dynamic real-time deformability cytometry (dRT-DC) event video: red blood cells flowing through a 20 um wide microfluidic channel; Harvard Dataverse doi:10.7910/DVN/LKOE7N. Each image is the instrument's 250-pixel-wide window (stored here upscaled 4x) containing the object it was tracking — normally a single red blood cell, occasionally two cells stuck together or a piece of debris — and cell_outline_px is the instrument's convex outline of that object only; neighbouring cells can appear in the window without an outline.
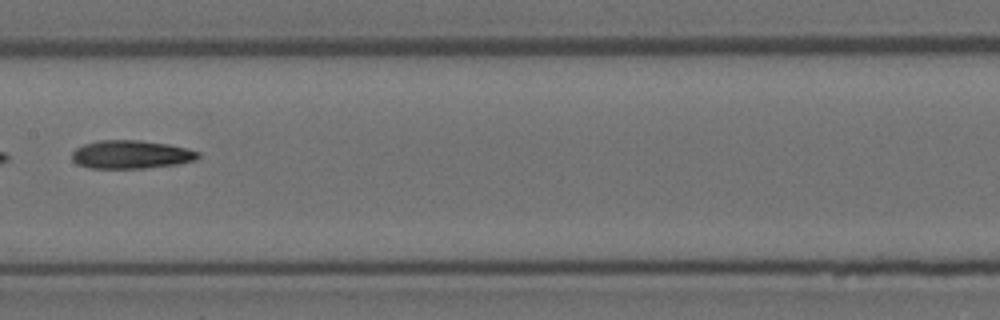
{"species": "Egyptian fruit bat (a non-hibernating species)", "species_latin": "Rousettus aegyptiacus", "temperature_condition": "room temperature", "stored_images_in_passage": 8, "camera_frame_rate_fps": 3000, "um_per_image_px": 0.085, "animal": {"sex": "female"}, "frame": {"image": 1, "passage_image": 6, "time_ms": 5.667, "image_size_px": [1000, 320], "cell_outline_px": [[200, 156], [196, 160], [176, 164], [144, 168], [88, 168], [76, 164], [72, 160], [72, 152], [76, 148], [84, 144], [100, 140], [140, 140], [168, 144], [188, 148], [200, 152]], "centroid_in_image_um": [11.14, 13.13], "position_along_channel_um": 196.3, "area_um2": 20.92}}
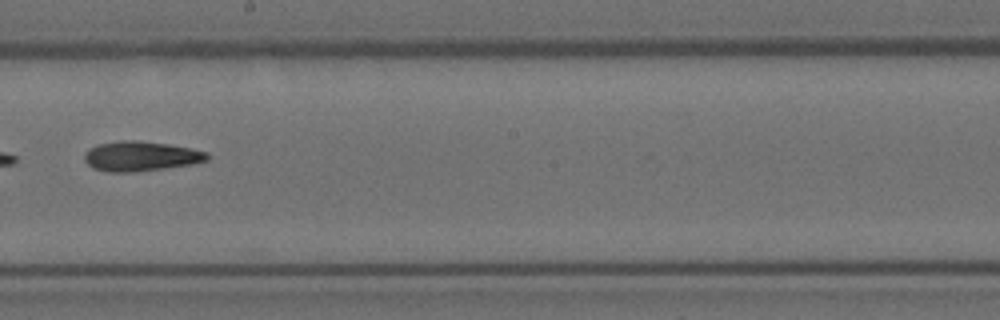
{"frame": {"image": 2, "passage_image": 7, "time_ms": 6.667, "image_size_px": [1000, 320], "cell_outline_px": [[208, 160], [192, 164], [164, 168], [132, 172], [108, 172], [92, 168], [84, 160], [84, 152], [88, 148], [100, 144], [120, 140], [136, 140], [168, 144], [208, 152]], "centroid_in_image_um": [11.92, 13.28], "position_along_channel_um": 236.3, "area_um2": 21.27}}
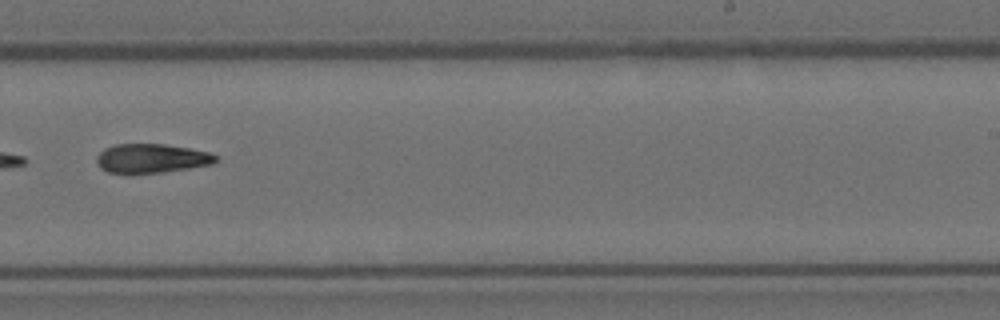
{"frame": {"image": 3, "passage_image": 8, "time_ms": 7.667, "image_size_px": [1000, 320], "cell_outline_px": [[220, 160], [212, 164], [188, 168], [160, 172], [108, 172], [100, 168], [96, 160], [96, 156], [104, 148], [116, 144], [164, 144], [188, 148], [208, 152], [216, 156]], "centroid_in_image_um": [12.87, 13.44], "position_along_channel_um": 276.1, "area_um2": 19.88}}